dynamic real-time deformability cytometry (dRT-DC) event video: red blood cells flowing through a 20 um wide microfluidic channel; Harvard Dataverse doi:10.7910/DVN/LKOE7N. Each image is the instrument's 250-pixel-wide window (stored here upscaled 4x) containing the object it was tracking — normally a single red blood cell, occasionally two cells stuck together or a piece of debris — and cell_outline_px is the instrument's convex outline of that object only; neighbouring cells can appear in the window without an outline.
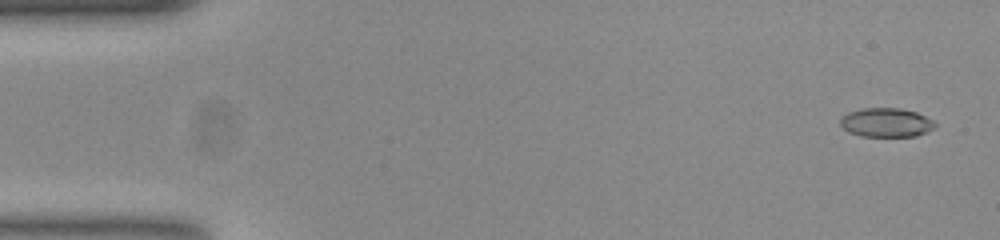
{"species": "common noctule bat (a hibernating species)", "species_latin": "Nyctalus noctula", "temperature_condition": "room temperature", "stored_images_in_passage": 55, "camera_frame_rate_fps": 3000, "um_per_image_px": 0.085, "animal": {"sex": "female", "body_mass_g": 23.0, "forearm_length_mm": 53.4}, "frame": {"image": 1, "passage_image": 3, "time_ms": 0.667, "image_size_px": [1000, 240], "cell_outline_px": [[936, 128], [928, 132], [916, 136], [860, 136], [848, 132], [840, 124], [840, 120], [848, 112], [860, 108], [900, 108], [916, 112], [932, 120], [936, 124]], "centroid_in_image_um": [75.34, 10.42], "position_along_channel_um": 9.7, "area_um2": 16.07}}
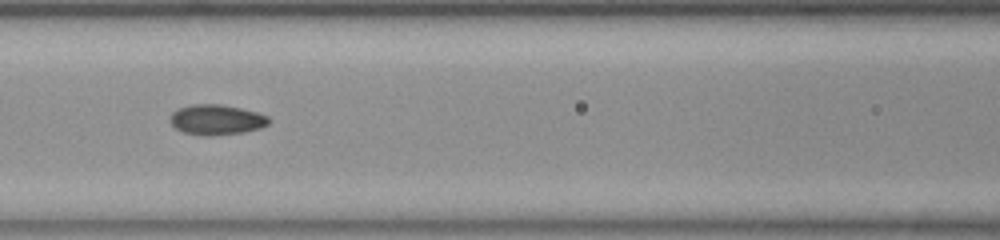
{"frame": {"image": 2, "passage_image": 24, "time_ms": 7.667, "image_size_px": [1000, 240], "cell_outline_px": [[272, 120], [268, 124], [260, 128], [244, 132], [212, 136], [204, 136], [184, 132], [176, 128], [168, 120], [172, 112], [180, 108], [192, 104], [220, 104], [240, 108], [256, 112], [268, 116]], "centroid_in_image_um": [18.41, 10.18], "position_along_channel_um": 148.2, "area_um2": 17.46}}
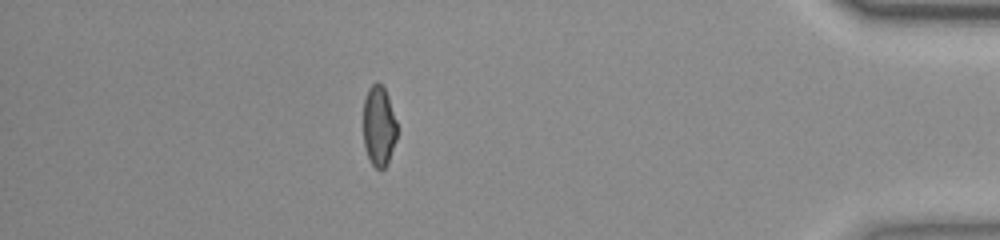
{"frame": {"image": 3, "passage_image": 48, "time_ms": 15.667, "image_size_px": [1000, 240], "cell_outline_px": [[396, 140], [388, 164], [380, 172], [372, 164], [364, 148], [364, 100], [368, 88], [376, 80], [384, 88], [388, 96], [396, 120]], "centroid_in_image_um": [32.2, 10.74], "position_along_channel_um": 403.0, "area_um2": 15.9}, "authors_computed_cell_mechanics": {"area_um2": 16.7042, "velocity_mm_per_s": 3.7892, "shape_relaxation_time_tau1_ms": null, "shape_relaxation_time_tau2_ms": 2.1347, "deformation_change_tau1": null, "deformation_change_tau2": 0.08}}